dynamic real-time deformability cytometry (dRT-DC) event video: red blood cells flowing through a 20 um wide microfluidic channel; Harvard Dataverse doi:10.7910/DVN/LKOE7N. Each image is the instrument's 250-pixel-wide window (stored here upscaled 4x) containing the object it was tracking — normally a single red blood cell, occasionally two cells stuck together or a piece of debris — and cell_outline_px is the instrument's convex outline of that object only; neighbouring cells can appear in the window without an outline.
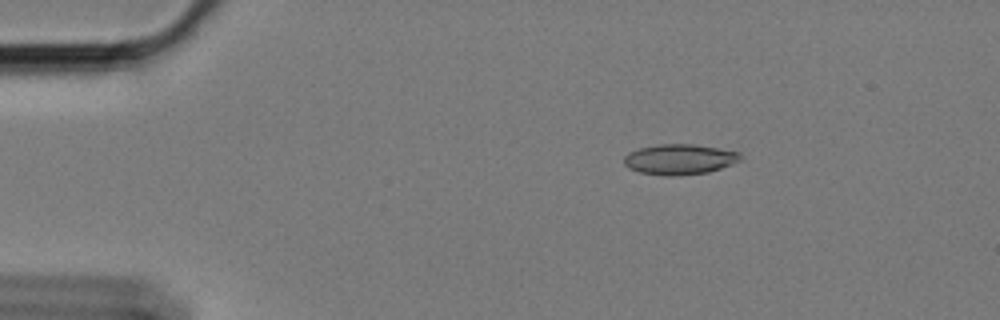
{"species": "Egyptian fruit bat (a non-hibernating species)", "species_latin": "Rousettus aegyptiacus", "temperature_condition": "cold", "stored_images_in_passage": 21, "camera_frame_rate_fps": 3000, "um_per_image_px": 0.085, "animal": {"sex": "female"}, "frame": {"image": 1, "passage_image": 1, "time_ms": 0.0, "image_size_px": [1000, 320], "cell_outline_px": [[740, 160], [732, 164], [708, 172], [668, 176], [664, 176], [640, 172], [628, 168], [624, 164], [624, 156], [628, 152], [640, 148], [660, 144], [692, 144], [740, 152]], "centroid_in_image_um": [57.72, 13.54], "position_along_channel_um": 27.3, "area_um2": 20.4}}
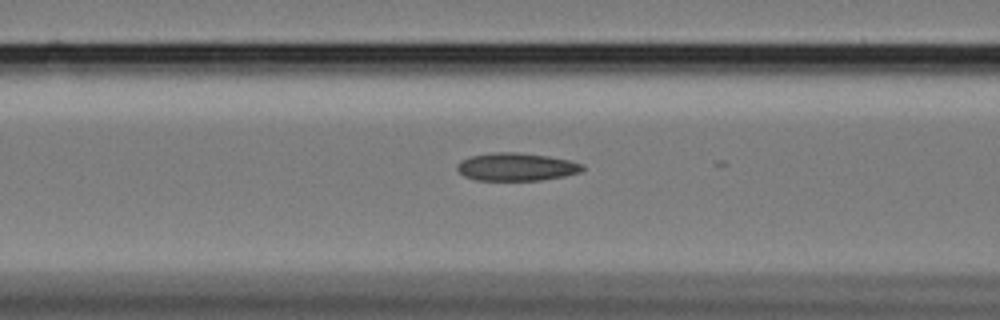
{"frame": {"image": 2, "passage_image": 15, "time_ms": 4.667, "image_size_px": [1000, 320], "cell_outline_px": [[584, 168], [580, 172], [564, 176], [540, 180], [476, 180], [464, 176], [456, 168], [456, 164], [460, 160], [472, 156], [492, 152], [520, 152], [548, 156], [568, 160], [584, 164]], "centroid_in_image_um": [43.87, 14.18], "position_along_channel_um": 122.7, "area_um2": 20.4}}
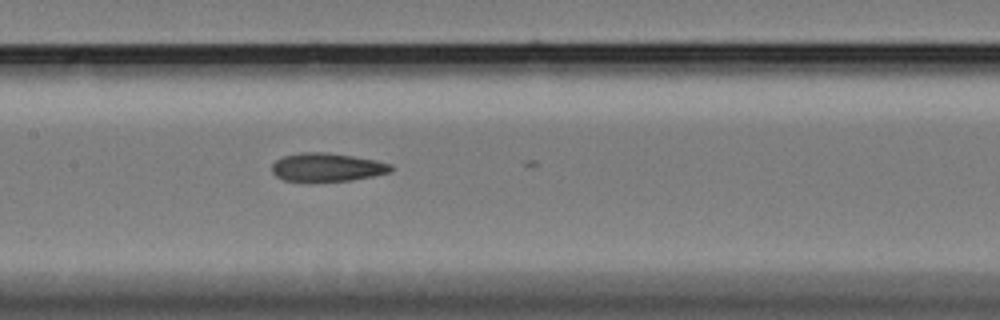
{"frame": {"image": 3, "passage_image": 20, "time_ms": 6.333, "image_size_px": [1000, 320], "cell_outline_px": [[392, 168], [388, 172], [372, 176], [352, 180], [284, 180], [276, 176], [272, 172], [272, 164], [276, 160], [284, 156], [300, 152], [328, 152], [376, 160], [392, 164]], "centroid_in_image_um": [27.78, 14.19], "position_along_channel_um": 179.6, "area_um2": 19.31}}